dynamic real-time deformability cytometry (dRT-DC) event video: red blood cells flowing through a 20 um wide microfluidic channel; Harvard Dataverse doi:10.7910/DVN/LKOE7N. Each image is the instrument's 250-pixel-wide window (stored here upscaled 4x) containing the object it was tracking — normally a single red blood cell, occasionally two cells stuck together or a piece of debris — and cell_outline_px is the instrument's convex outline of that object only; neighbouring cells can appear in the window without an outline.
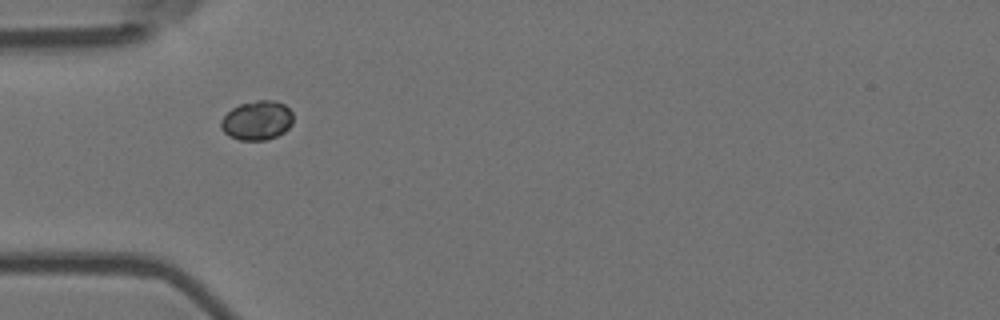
{"species": "Egyptian fruit bat (a non-hibernating species)", "species_latin": "Rousettus aegyptiacus", "temperature_condition": "room temperature", "stored_images_in_passage": 2, "camera_frame_rate_fps": 3000, "um_per_image_px": 0.085, "animal": {"sex": "female"}, "frame": {"image": 1, "passage_image": 1, "time_ms": 0.0, "image_size_px": [1000, 320], "cell_outline_px": [[292, 124], [284, 132], [276, 136], [264, 140], [240, 140], [228, 136], [220, 128], [220, 120], [232, 108], [240, 104], [256, 100], [276, 100], [284, 104], [292, 112]], "centroid_in_image_um": [21.83, 10.23], "position_along_channel_um": 63.2, "area_um2": 16.59}}
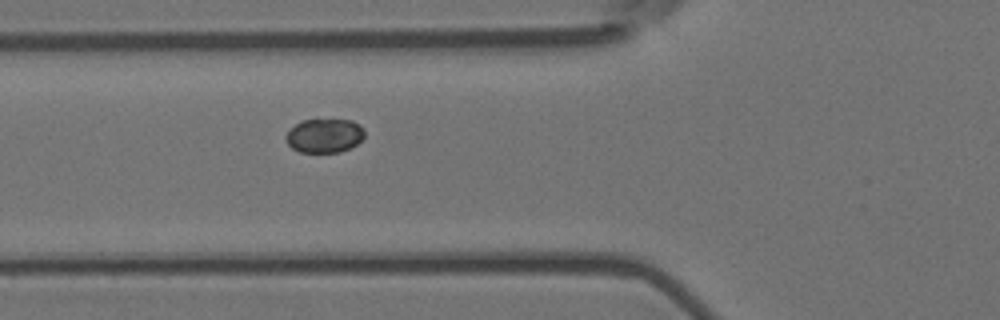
{"frame": {"image": 2, "passage_image": 2, "time_ms": 0.333, "image_size_px": [1000, 320], "cell_outline_px": [[364, 136], [356, 144], [340, 152], [300, 152], [292, 148], [284, 140], [284, 136], [296, 124], [304, 120], [352, 120], [360, 124], [364, 128]], "centroid_in_image_um": [27.57, 11.53], "position_along_channel_um": 98.2, "area_um2": 15.49}}